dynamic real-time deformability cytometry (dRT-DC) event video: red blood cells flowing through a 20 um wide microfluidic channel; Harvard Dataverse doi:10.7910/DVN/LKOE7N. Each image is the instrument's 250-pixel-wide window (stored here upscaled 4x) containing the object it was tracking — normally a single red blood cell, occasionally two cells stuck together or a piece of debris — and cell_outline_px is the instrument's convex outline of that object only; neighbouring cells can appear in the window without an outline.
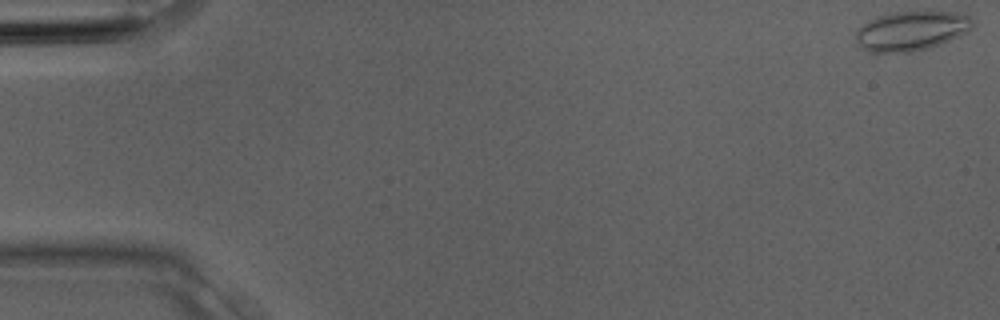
{"species": "Egyptian fruit bat (a non-hibernating species)", "species_latin": "Rousettus aegyptiacus", "temperature_condition": "room temperature", "stored_images_in_passage": 5, "camera_frame_rate_fps": 3000, "um_per_image_px": 0.085, "animal": {"sex": "male"}, "frame": {"image": 1, "passage_image": 1, "time_ms": 0.0, "image_size_px": [1000, 320], "cell_outline_px": [[972, 28], [968, 32], [940, 44], [928, 48], [912, 52], [868, 52], [856, 40], [856, 32], [864, 24], [876, 16], [888, 12], [968, 12], [972, 20]], "centroid_in_image_um": [77.51, 2.61], "position_along_channel_um": 7.5, "area_um2": 26.88}}